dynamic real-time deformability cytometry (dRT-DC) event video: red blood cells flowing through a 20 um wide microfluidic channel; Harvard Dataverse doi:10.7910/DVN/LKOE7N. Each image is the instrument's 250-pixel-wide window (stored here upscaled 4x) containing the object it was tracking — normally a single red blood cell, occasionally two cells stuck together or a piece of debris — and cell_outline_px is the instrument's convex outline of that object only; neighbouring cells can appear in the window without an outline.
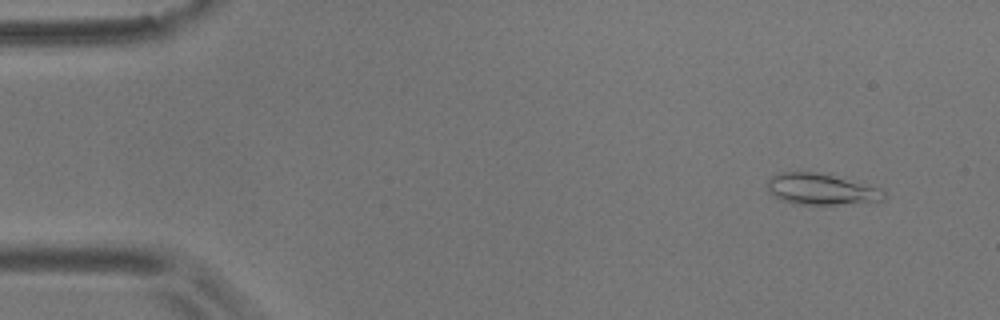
{"species": "common noctule bat (a hibernating species)", "species_latin": "Nyctalus noctula", "temperature_condition": "room temperature", "stored_images_in_passage": 57, "camera_frame_rate_fps": 3000, "um_per_image_px": 0.085, "animal": {"sex": "male", "body_mass_g": 17.9}, "frame": {"image": 1, "passage_image": 5, "time_ms": 1.333, "image_size_px": [1000, 320], "cell_outline_px": [[884, 200], [836, 204], [792, 204], [780, 200], [768, 192], [768, 176], [780, 172], [816, 172], [880, 188], [884, 192]], "centroid_in_image_um": [69.7, 16.08], "position_along_channel_um": 15.3, "area_um2": 20.87}}
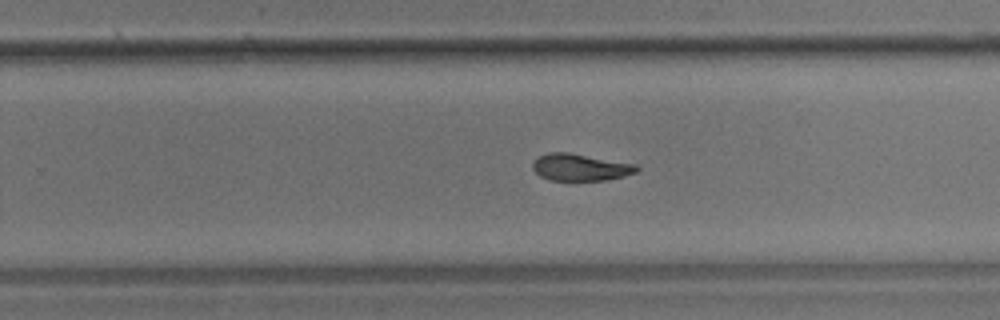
{"frame": {"image": 2, "passage_image": 36, "time_ms": 11.667, "image_size_px": [1000, 320], "cell_outline_px": [[640, 168], [636, 172], [624, 176], [604, 180], [548, 180], [540, 176], [532, 168], [532, 164], [540, 156], [548, 152], [568, 152], [636, 164]], "centroid_in_image_um": [49.33, 14.22], "position_along_channel_um": 280.5, "area_um2": 16.24}}
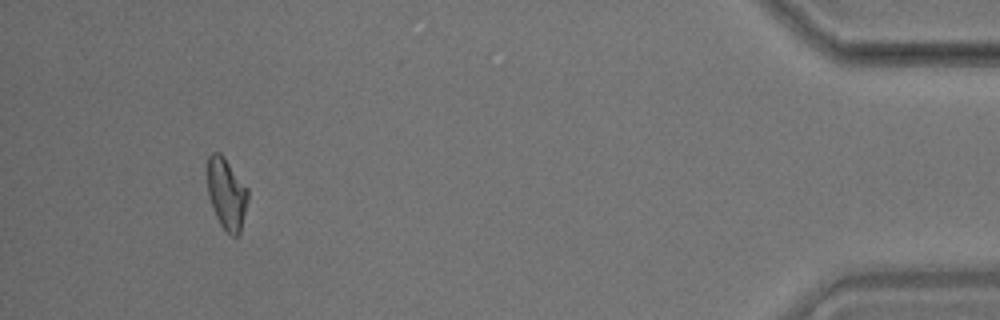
{"frame": {"image": 3, "passage_image": 53, "time_ms": 17.333, "image_size_px": [1000, 320], "cell_outline_px": [[248, 200], [240, 232], [236, 236], [232, 236], [220, 224], [216, 216], [208, 196], [208, 156], [212, 152], [220, 152], [224, 156], [248, 188]], "centroid_in_image_um": [19.27, 16.44], "position_along_channel_um": 415.9, "area_um2": 16.76}, "authors_computed_cell_mechanics": {"area_um2": 17.1666, "velocity_mm_per_s": 3.5703, "shape_relaxation_time_tau1_ms": 8.7715, "shape_relaxation_time_tau2_ms": 4.4285, "deformation_change_tau1": 0.2045, "deformation_change_tau2": 0.0836}}